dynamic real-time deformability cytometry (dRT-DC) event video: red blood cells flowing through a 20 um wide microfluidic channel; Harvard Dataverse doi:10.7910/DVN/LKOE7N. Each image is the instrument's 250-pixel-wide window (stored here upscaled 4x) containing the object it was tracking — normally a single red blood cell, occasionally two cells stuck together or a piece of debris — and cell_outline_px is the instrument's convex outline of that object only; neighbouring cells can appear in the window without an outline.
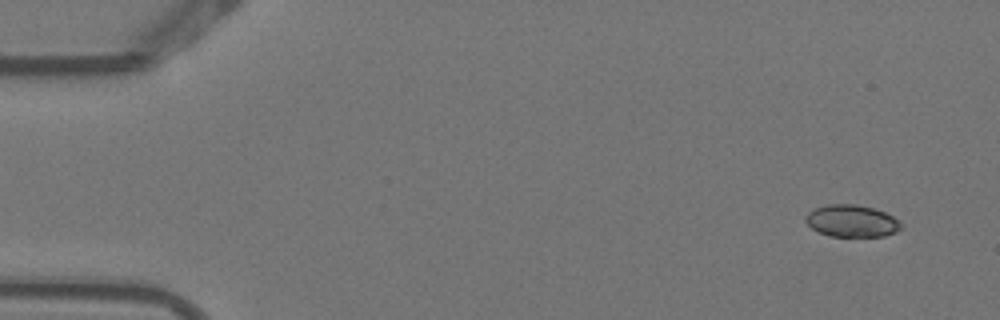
{"species": "Egyptian fruit bat (a non-hibernating species)", "species_latin": "Rousettus aegyptiacus", "temperature_condition": "warm", "stored_images_in_passage": 3, "camera_frame_rate_fps": 3000, "um_per_image_px": 0.085, "animal": {"sex": "female"}, "frame": {"image": 1, "passage_image": 1, "time_ms": 0.0, "image_size_px": [1000, 320], "cell_outline_px": [[904, 224], [896, 232], [884, 236], [828, 236], [812, 228], [804, 220], [804, 216], [808, 212], [816, 208], [828, 204], [856, 204], [872, 208], [884, 212], [892, 216]], "centroid_in_image_um": [72.39, 18.78], "position_along_channel_um": 12.6, "area_um2": 17.8}}